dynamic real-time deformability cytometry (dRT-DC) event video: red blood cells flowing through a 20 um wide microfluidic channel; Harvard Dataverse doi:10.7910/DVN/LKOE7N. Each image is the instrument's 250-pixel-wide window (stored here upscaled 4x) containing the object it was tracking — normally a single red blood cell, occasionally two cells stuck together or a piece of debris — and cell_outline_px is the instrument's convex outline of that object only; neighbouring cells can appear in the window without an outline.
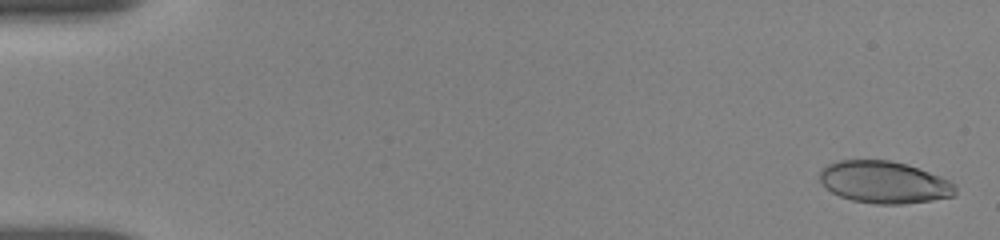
{"species": "human", "species_latin": "Homo sapiens", "temperature_condition": "room temperature", "stored_images_in_passage": 56, "camera_frame_rate_fps": 3000, "um_per_image_px": 0.085, "donor": {"sex": "female"}, "frame": {"image": 1, "passage_image": 2, "time_ms": 0.333, "image_size_px": [1000, 240], "cell_outline_px": [[956, 192], [952, 196], [932, 200], [904, 204], [876, 204], [852, 200], [840, 196], [824, 188], [820, 180], [820, 172], [824, 164], [840, 160], [888, 160], [908, 164], [940, 176], [956, 184]], "centroid_in_image_um": [75.13, 15.48], "position_along_channel_um": 9.9, "area_um2": 33.47}}
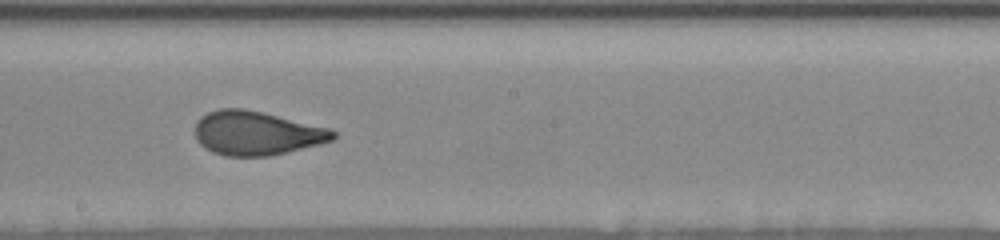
{"frame": {"image": 2, "passage_image": 32, "time_ms": 10.333, "image_size_px": [1000, 240], "cell_outline_px": [[336, 136], [332, 140], [320, 144], [288, 152], [268, 156], [224, 156], [212, 152], [204, 148], [196, 140], [196, 120], [200, 116], [208, 112], [220, 108], [244, 108], [332, 128], [336, 132]], "centroid_in_image_um": [21.8, 11.32], "position_along_channel_um": 226.4, "area_um2": 35.66}}
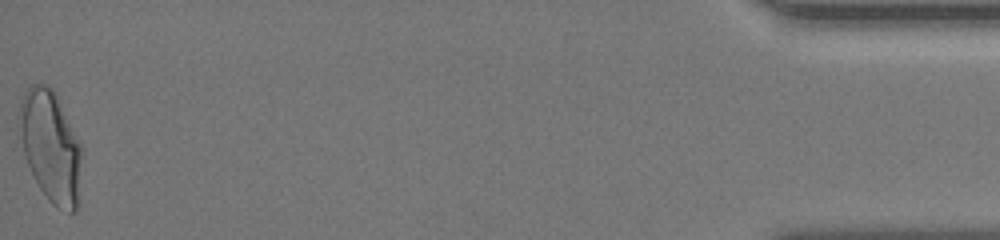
{"frame": {"image": 3, "passage_image": 56, "time_ms": 18.333, "image_size_px": [1000, 240], "cell_outline_px": [[80, 208], [76, 212], [72, 212], [56, 208], [48, 200], [40, 188], [28, 164], [24, 152], [20, 136], [16, 116], [24, 92], [32, 84], [48, 84], [52, 88], [80, 144]], "centroid_in_image_um": [4.29, 12.48], "position_along_channel_um": 430.9, "area_um2": 40.34}, "authors_computed_cell_mechanics": {"area_um2": 35.2291, "velocity_mm_per_s": 3.6479, "shape_relaxation_time_tau1_ms": 7.947, "shape_relaxation_time_tau2_ms": null, "deformation_change_tau1": 0.2156, "deformation_change_tau2": null}}